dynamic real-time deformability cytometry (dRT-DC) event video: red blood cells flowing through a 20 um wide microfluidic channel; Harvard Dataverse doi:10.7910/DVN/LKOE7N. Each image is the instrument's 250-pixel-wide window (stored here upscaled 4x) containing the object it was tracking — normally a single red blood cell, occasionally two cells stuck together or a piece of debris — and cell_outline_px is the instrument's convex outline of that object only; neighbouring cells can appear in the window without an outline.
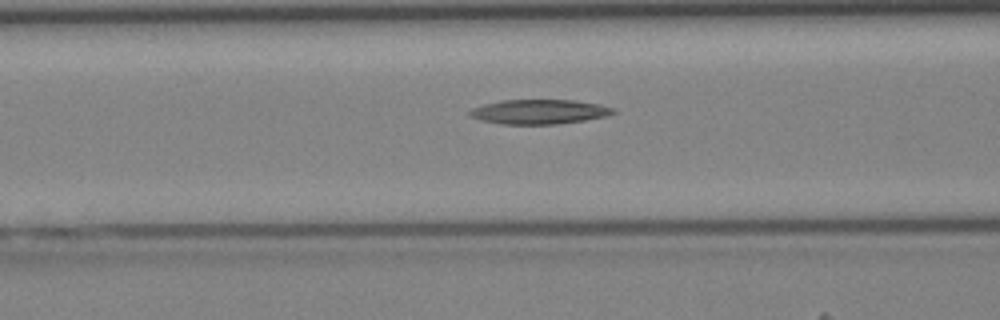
{"species": "Egyptian fruit bat (a non-hibernating species)", "species_latin": "Rousettus aegyptiacus", "temperature_condition": "cold", "stored_images_in_passage": 27, "segment_of_instrument_passage": [1, 2], "camera_frame_rate_fps": 3000, "um_per_image_px": 0.085, "animal": {"sex": "female"}, "frame": {"image": 1, "passage_image": 6, "time_ms": 1.667, "image_size_px": [1000, 320], "cell_outline_px": [[616, 112], [604, 116], [584, 120], [556, 124], [500, 124], [480, 120], [472, 116], [468, 112], [472, 108], [484, 104], [500, 100], [576, 100], [600, 104], [616, 108]], "centroid_in_image_um": [45.84, 9.49], "position_along_channel_um": 120.8, "area_um2": 20.52}}
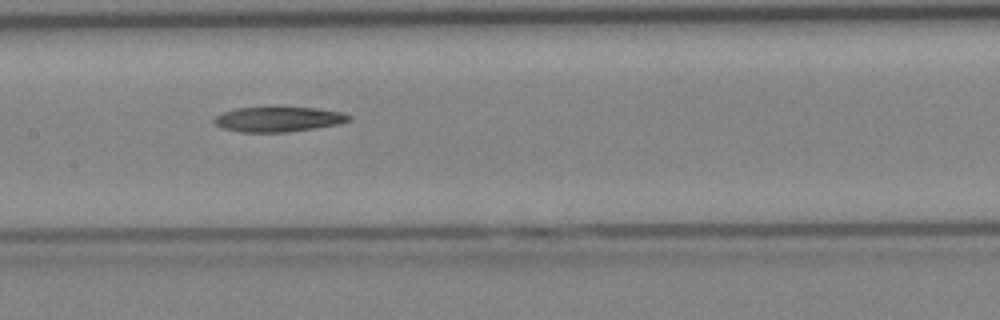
{"frame": {"image": 2, "passage_image": 10, "time_ms": 3.0, "image_size_px": [1000, 320], "cell_outline_px": [[352, 120], [336, 124], [288, 132], [240, 132], [224, 128], [216, 124], [212, 120], [216, 116], [224, 112], [236, 108], [316, 108], [340, 112], [352, 116]], "centroid_in_image_um": [23.65, 10.14], "position_along_channel_um": 183.7, "area_um2": 19.19}}
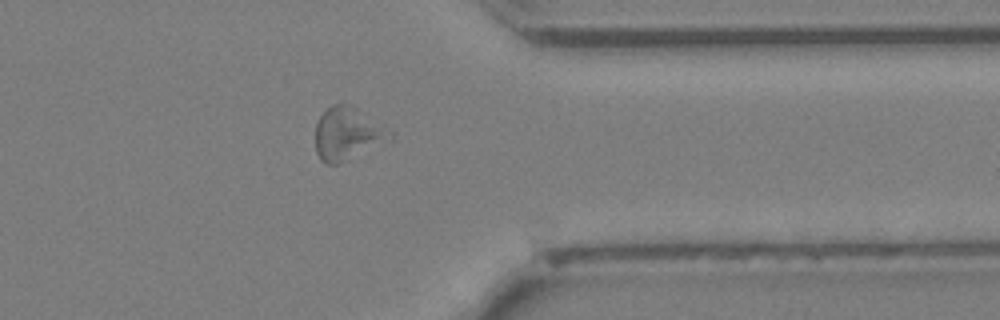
{"frame": {"image": 3, "passage_image": 23, "time_ms": 7.333, "image_size_px": [1000, 320], "cell_outline_px": [[396, 132], [392, 140], [336, 164], [324, 164], [320, 160], [316, 152], [316, 124], [320, 116], [332, 104], [352, 104]], "centroid_in_image_um": [29.59, 11.35], "position_along_channel_um": 381.8, "area_um2": 23.29}}